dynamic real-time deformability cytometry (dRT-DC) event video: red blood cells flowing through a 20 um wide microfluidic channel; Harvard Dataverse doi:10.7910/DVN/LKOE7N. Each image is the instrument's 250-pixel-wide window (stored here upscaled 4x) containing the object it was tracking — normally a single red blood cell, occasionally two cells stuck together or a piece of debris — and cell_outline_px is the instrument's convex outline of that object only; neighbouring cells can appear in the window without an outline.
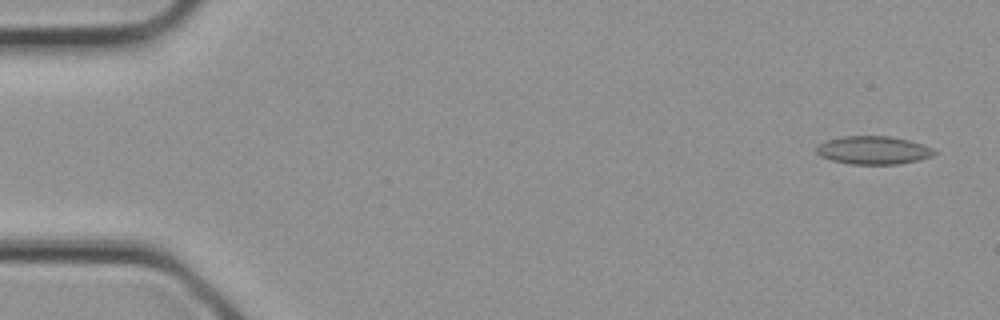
{"species": "common noctule bat (a hibernating species)", "species_latin": "Nyctalus noctula", "temperature_condition": "cold", "stored_images_in_passage": 3, "camera_frame_rate_fps": 3000, "um_per_image_px": 0.085, "animal": {"sex": "female", "body_mass_g": 21.9}, "frame": {"image": 1, "passage_image": 1, "time_ms": 0.0, "image_size_px": [1000, 320], "cell_outline_px": [[936, 152], [932, 156], [916, 160], [896, 164], [852, 164], [832, 160], [820, 156], [816, 152], [816, 148], [820, 144], [828, 140], [844, 136], [892, 136], [924, 144], [932, 148]], "centroid_in_image_um": [74.24, 12.76], "position_along_channel_um": 10.8, "area_um2": 19.13}}
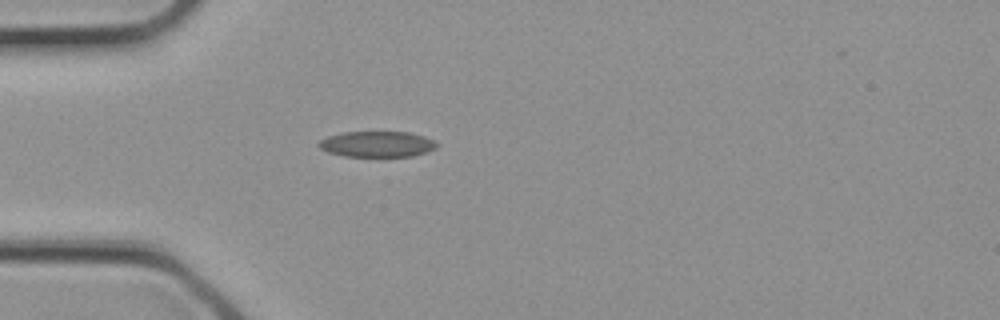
{"frame": {"image": 2, "passage_image": 3, "time_ms": 0.667, "image_size_px": [1000, 320], "cell_outline_px": [[440, 144], [436, 148], [412, 156], [344, 156], [328, 152], [320, 148], [316, 144], [320, 140], [328, 136], [344, 132], [408, 132], [424, 136]], "centroid_in_image_um": [32.04, 12.25], "position_along_channel_um": 53.0, "area_um2": 17.63}}